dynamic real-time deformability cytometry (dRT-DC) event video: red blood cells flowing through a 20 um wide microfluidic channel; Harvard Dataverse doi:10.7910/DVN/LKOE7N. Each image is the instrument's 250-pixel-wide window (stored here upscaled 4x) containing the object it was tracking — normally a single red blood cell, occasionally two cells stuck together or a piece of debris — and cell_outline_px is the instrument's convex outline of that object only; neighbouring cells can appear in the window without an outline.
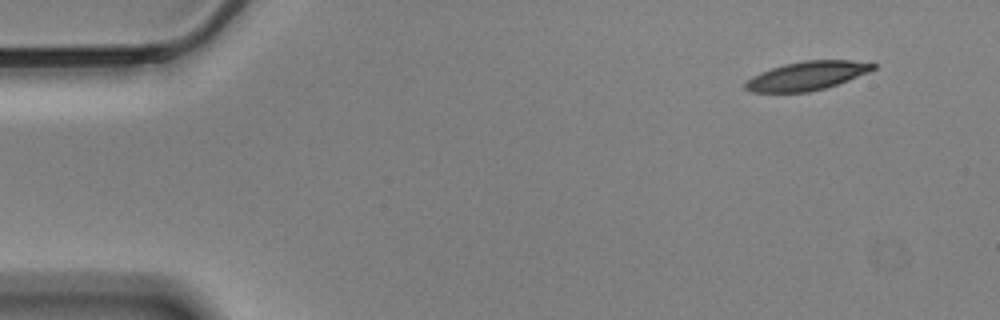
{"species": "Egyptian fruit bat (a non-hibernating species)", "species_latin": "Rousettus aegyptiacus", "temperature_condition": "cold", "stored_images_in_passage": 53, "camera_frame_rate_fps": 3000, "um_per_image_px": 0.085, "animal": {"sex": "male"}, "frame": {"image": 1, "passage_image": 1, "time_ms": 0.0, "image_size_px": [1000, 320], "cell_outline_px": [[876, 68], [868, 72], [848, 80], [824, 88], [808, 92], [752, 92], [744, 88], [744, 84], [752, 76], [760, 72], [784, 64], [804, 60], [852, 60], [876, 64]], "centroid_in_image_um": [68.58, 6.44], "position_along_channel_um": 16.4, "area_um2": 21.21}}
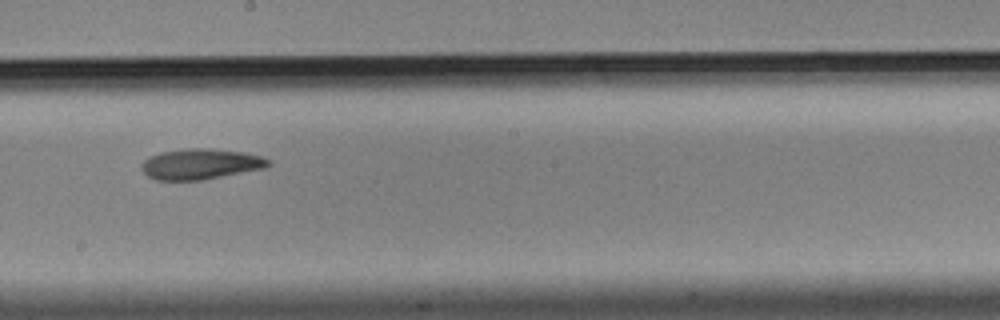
{"frame": {"image": 2, "passage_image": 28, "time_ms": 9.0, "image_size_px": [1000, 320], "cell_outline_px": [[272, 164], [264, 168], [200, 180], [156, 180], [148, 176], [140, 168], [140, 164], [148, 156], [160, 152], [188, 148], [208, 148], [244, 152], [260, 156], [272, 160]], "centroid_in_image_um": [17.02, 13.93], "position_along_channel_um": 231.2, "area_um2": 22.66}}
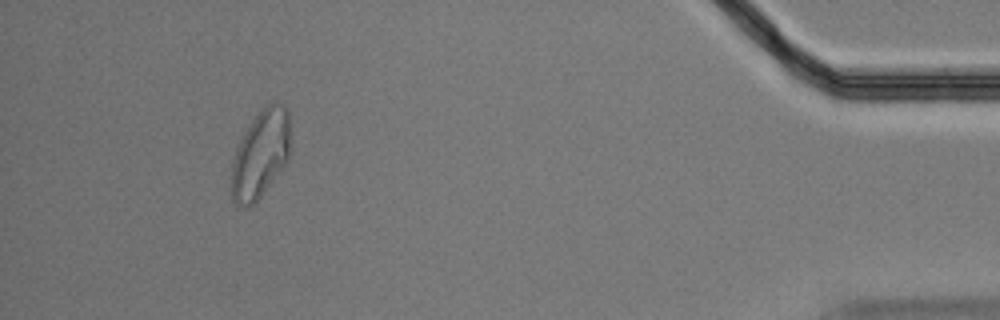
{"frame": {"image": 3, "passage_image": 49, "time_ms": 16.0, "image_size_px": [1000, 320], "cell_outline_px": [[288, 160], [260, 196], [248, 208], [244, 208], [236, 204], [232, 200], [232, 164], [236, 148], [244, 132], [252, 120], [268, 104], [276, 100], [284, 104], [288, 108]], "centroid_in_image_um": [22.13, 13.09], "position_along_channel_um": 413.1, "area_um2": 29.59}, "authors_computed_cell_mechanics": {"area_um2": 22.7154, "velocity_mm_per_s": 3.4884, "shape_relaxation_time_tau1_ms": 7.6661, "shape_relaxation_time_tau2_ms": 6.1155, "deformation_change_tau1": 0.1734, "deformation_change_tau2": 0.1436}}